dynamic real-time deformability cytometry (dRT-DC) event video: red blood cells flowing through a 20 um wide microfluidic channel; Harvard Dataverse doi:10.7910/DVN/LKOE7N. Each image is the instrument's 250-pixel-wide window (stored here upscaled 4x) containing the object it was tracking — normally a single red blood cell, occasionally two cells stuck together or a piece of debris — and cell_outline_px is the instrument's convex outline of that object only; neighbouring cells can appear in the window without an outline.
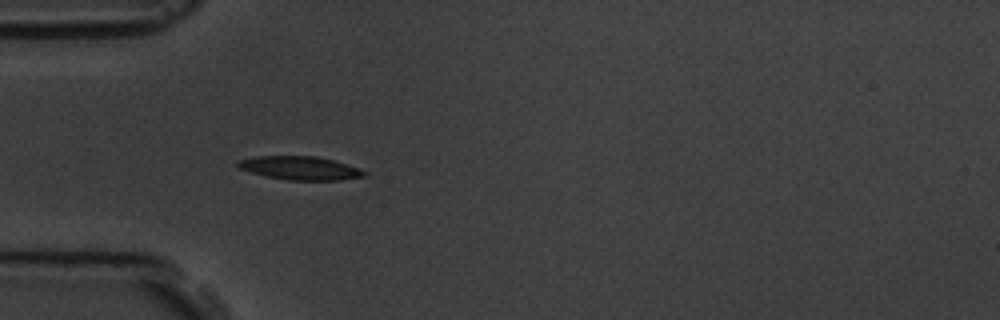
{"species": "common noctule bat (a hibernating species)", "species_latin": "Nyctalus noctula", "temperature_condition": "room temperature", "stored_images_in_passage": 5, "camera_frame_rate_fps": 3000, "um_per_image_px": 0.085, "animal": {"sex": "male", "body_mass_g": 19.5, "forearm_length_mm": 54.6}, "frame": {"image": 1, "passage_image": 4, "time_ms": 4.667, "image_size_px": [1000, 320], "cell_outline_px": [[368, 172], [364, 176], [336, 180], [288, 180], [268, 176], [252, 172], [240, 168], [236, 164], [236, 160], [256, 156], [316, 156], [332, 160]], "centroid_in_image_um": [25.46, 14.28], "position_along_channel_um": 59.5, "area_um2": 16.94}}
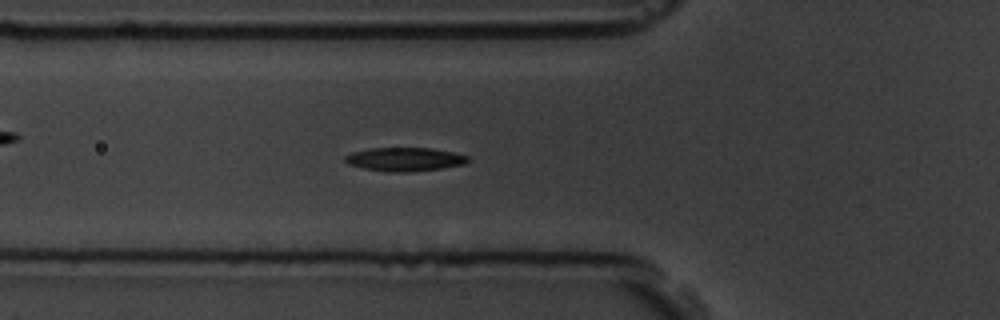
{"frame": {"image": 2, "passage_image": 5, "time_ms": 5.667, "image_size_px": [1000, 320], "cell_outline_px": [[472, 160], [464, 164], [440, 168], [408, 172], [388, 172], [364, 168], [348, 164], [344, 160], [344, 156], [352, 152], [372, 148], [432, 148], [452, 152], [468, 156]], "centroid_in_image_um": [34.4, 13.54], "position_along_channel_um": 91.4, "area_um2": 16.88}}